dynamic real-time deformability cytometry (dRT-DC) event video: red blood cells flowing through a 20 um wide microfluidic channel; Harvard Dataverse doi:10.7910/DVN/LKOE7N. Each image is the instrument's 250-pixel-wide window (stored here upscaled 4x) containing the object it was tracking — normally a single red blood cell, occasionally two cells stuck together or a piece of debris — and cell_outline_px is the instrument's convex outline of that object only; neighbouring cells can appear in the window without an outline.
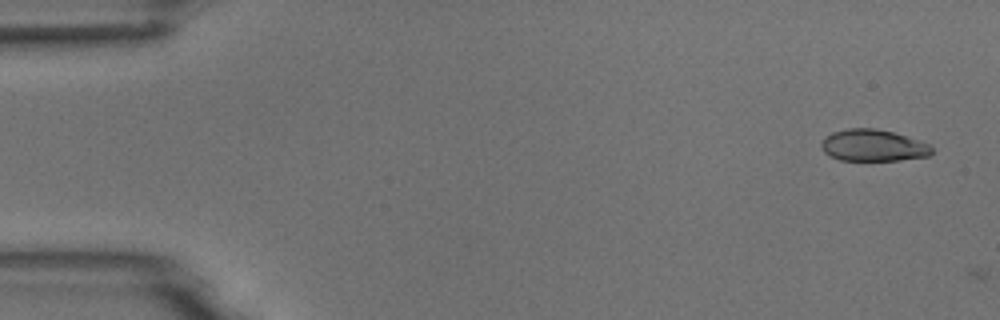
{"species": "common noctule bat (a hibernating species)", "species_latin": "Nyctalus noctula", "temperature_condition": "room temperature", "stored_images_in_passage": 2, "camera_frame_rate_fps": 3000, "um_per_image_px": 0.085, "animal": {"sex": "male", "body_mass_g": 18.8}, "frame": {"image": 1, "passage_image": 1, "time_ms": 0.0, "image_size_px": [1000, 320], "cell_outline_px": [[932, 152], [928, 156], [900, 160], [840, 160], [824, 152], [820, 148], [820, 144], [832, 132], [848, 128], [872, 128], [892, 132], [928, 144], [932, 148]], "centroid_in_image_um": [74.19, 12.37], "position_along_channel_um": 10.8, "area_um2": 20.06}}